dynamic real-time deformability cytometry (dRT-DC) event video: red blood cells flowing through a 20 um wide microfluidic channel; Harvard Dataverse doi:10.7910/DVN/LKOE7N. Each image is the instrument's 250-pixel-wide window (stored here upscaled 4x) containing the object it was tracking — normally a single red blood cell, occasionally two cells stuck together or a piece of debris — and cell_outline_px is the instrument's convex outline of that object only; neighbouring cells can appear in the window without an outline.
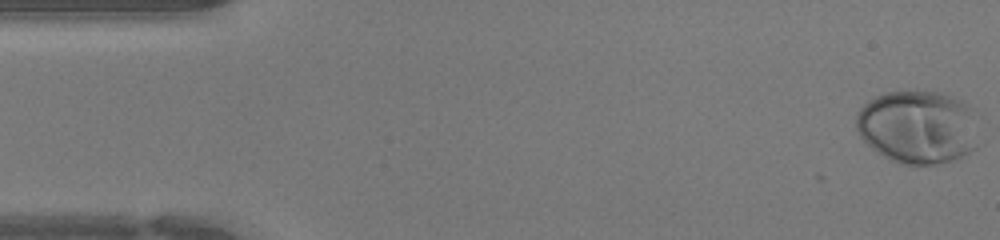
{"species": "human", "species_latin": "Homo sapiens", "temperature_condition": "warm", "stored_images_in_passage": 45, "camera_frame_rate_fps": 3000, "um_per_image_px": 0.085, "donor": {"sex": "female"}, "frame": {"image": 1, "passage_image": 1, "time_ms": 0.0, "image_size_px": [1000, 240], "cell_outline_px": [[976, 148], [952, 160], [936, 164], [912, 168], [900, 164], [876, 152], [860, 136], [856, 128], [856, 112], [872, 96], [884, 92], [940, 92], [964, 100], [972, 108]], "centroid_in_image_um": [77.96, 10.81], "position_along_channel_um": 7.0, "area_um2": 52.71}}
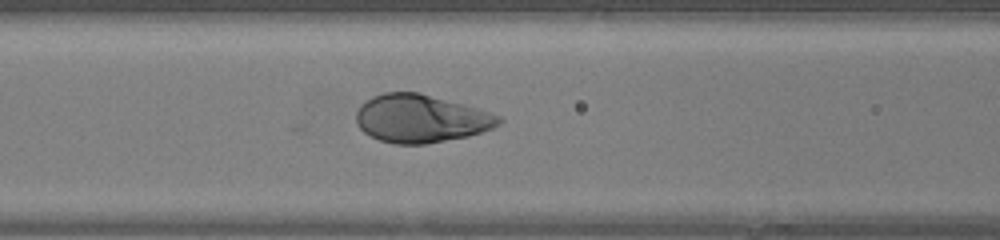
{"frame": {"image": 2, "passage_image": 18, "time_ms": 5.667, "image_size_px": [1000, 240], "cell_outline_px": [[504, 120], [500, 124], [492, 128], [468, 136], [424, 144], [396, 144], [380, 140], [364, 132], [356, 124], [356, 112], [360, 104], [372, 96], [384, 92], [420, 92], [464, 104], [500, 116]], "centroid_in_image_um": [35.75, 10.07], "position_along_channel_um": 130.9, "area_um2": 39.82}}
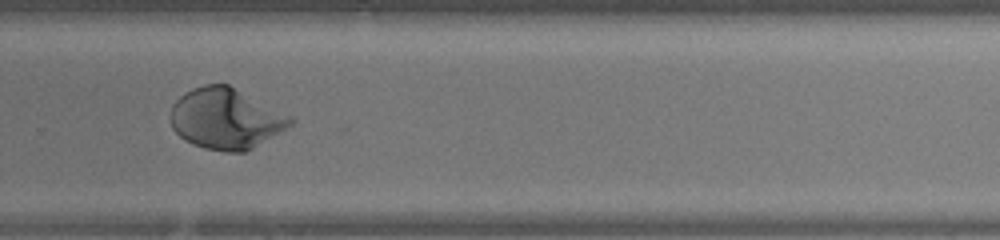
{"frame": {"image": 3, "passage_image": 30, "time_ms": 9.667, "image_size_px": [1000, 240], "cell_outline_px": [[296, 120], [288, 128], [252, 148], [244, 152], [224, 152], [204, 148], [192, 144], [184, 140], [172, 128], [168, 116], [172, 104], [184, 92], [192, 88], [204, 84], [228, 84], [292, 116]], "centroid_in_image_um": [19.17, 10.08], "position_along_channel_um": 310.6, "area_um2": 42.83}}